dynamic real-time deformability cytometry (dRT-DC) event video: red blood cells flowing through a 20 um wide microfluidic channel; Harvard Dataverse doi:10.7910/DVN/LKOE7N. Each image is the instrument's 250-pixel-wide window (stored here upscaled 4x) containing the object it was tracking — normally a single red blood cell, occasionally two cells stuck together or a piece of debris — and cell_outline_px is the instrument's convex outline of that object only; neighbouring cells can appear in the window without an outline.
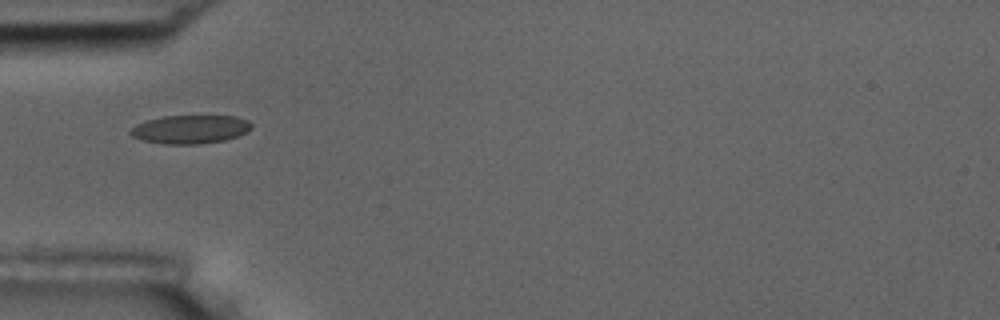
{"species": "common noctule bat (a hibernating species)", "species_latin": "Nyctalus noctula", "temperature_condition": "room temperature", "stored_images_in_passage": 3, "camera_frame_rate_fps": 3000, "um_per_image_px": 0.085, "animal": {"sex": "male", "body_mass_g": 17.5, "forearm_length_mm": 52.3}, "frame": {"image": 1, "passage_image": 1, "time_ms": 0.0, "image_size_px": [1000, 320], "cell_outline_px": [[252, 128], [248, 132], [224, 140], [200, 144], [164, 144], [144, 140], [132, 136], [128, 132], [136, 124], [148, 120], [164, 116], [236, 116], [248, 120], [252, 124]], "centroid_in_image_um": [16.2, 10.99], "position_along_channel_um": 68.8, "area_um2": 20.06}}